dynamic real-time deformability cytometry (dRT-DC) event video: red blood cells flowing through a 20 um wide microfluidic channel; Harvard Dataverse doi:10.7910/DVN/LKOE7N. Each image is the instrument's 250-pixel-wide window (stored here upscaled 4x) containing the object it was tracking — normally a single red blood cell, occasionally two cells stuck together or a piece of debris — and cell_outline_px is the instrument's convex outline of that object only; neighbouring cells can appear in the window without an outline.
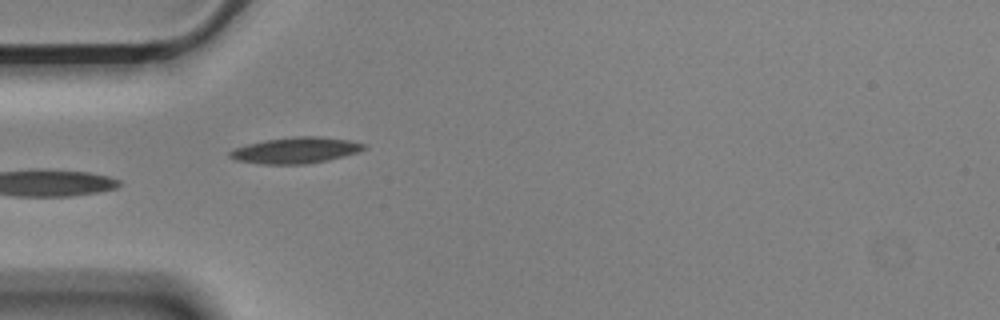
{"species": "Egyptian fruit bat (a non-hibernating species)", "species_latin": "Rousettus aegyptiacus", "temperature_condition": "cold", "stored_images_in_passage": 39, "camera_frame_rate_fps": 3000, "um_per_image_px": 0.085, "animal": {"sex": "male"}, "frame": {"image": 1, "passage_image": 1, "time_ms": 0.0, "image_size_px": [1000, 320], "cell_outline_px": [[368, 148], [360, 152], [328, 160], [304, 164], [260, 164], [236, 160], [228, 156], [228, 152], [232, 148], [264, 140], [292, 136], [320, 136], [348, 140], [368, 144]], "centroid_in_image_um": [25.15, 12.77], "position_along_channel_um": 59.9, "area_um2": 20.69}, "authors_computed_cell_mechanics": {"area_um2": 22.3108, "velocity_mm_per_s": 3.5696, "shape_relaxation_time_tau1_ms": 7.7294, "shape_relaxation_time_tau2_ms": 3.379, "deformation_change_tau1": 0.1979, "deformation_change_tau2": 0.1144}}